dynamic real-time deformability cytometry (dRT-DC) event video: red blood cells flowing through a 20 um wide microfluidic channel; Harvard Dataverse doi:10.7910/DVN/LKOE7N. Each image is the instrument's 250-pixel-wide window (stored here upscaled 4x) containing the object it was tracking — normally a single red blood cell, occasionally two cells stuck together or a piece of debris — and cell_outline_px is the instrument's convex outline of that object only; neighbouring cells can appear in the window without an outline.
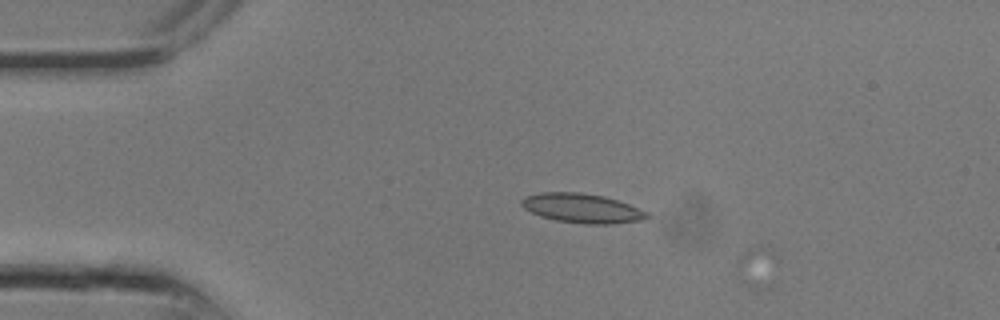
{"species": "common noctule bat (a hibernating species)", "species_latin": "Nyctalus noctula", "temperature_condition": "room temperature", "stored_images_in_passage": 4, "camera_frame_rate_fps": 3000, "um_per_image_px": 0.085, "animal": {"sex": "male", "body_mass_g": 13.3}, "frame": {"image": 1, "passage_image": 2, "time_ms": 0.333, "image_size_px": [1000, 320], "cell_outline_px": [[652, 216], [644, 220], [612, 224], [584, 224], [556, 220], [540, 216], [524, 208], [520, 204], [520, 200], [524, 196], [540, 192], [580, 192], [604, 196], [628, 204], [648, 212]], "centroid_in_image_um": [49.47, 17.7], "position_along_channel_um": 35.5, "area_um2": 21.62}}